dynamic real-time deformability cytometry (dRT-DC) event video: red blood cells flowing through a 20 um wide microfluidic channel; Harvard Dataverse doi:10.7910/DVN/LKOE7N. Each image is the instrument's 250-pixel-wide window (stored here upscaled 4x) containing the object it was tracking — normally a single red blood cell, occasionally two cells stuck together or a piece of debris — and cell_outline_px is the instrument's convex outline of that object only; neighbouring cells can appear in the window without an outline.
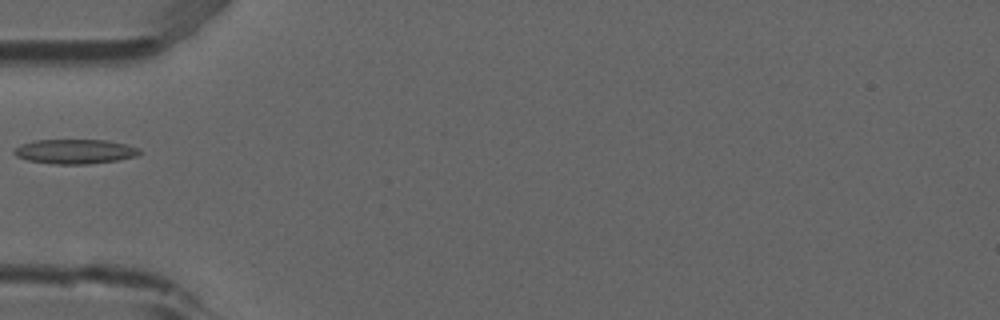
{"species": "common noctule bat (a hibernating species)", "species_latin": "Nyctalus noctula", "temperature_condition": "room temperature", "stored_images_in_passage": 2, "camera_frame_rate_fps": 3000, "um_per_image_px": 0.085, "animal": {"sex": "male", "forearm_length_mm": 52.5}, "frame": {"image": 1, "passage_image": 2, "time_ms": 0.333, "image_size_px": [1000, 320], "cell_outline_px": [[140, 152], [136, 156], [116, 160], [88, 164], [52, 164], [28, 160], [16, 156], [12, 152], [12, 148], [20, 144], [36, 140], [104, 140], [128, 144], [140, 148]], "centroid_in_image_um": [6.33, 12.87], "position_along_channel_um": 78.7, "area_um2": 18.03}}